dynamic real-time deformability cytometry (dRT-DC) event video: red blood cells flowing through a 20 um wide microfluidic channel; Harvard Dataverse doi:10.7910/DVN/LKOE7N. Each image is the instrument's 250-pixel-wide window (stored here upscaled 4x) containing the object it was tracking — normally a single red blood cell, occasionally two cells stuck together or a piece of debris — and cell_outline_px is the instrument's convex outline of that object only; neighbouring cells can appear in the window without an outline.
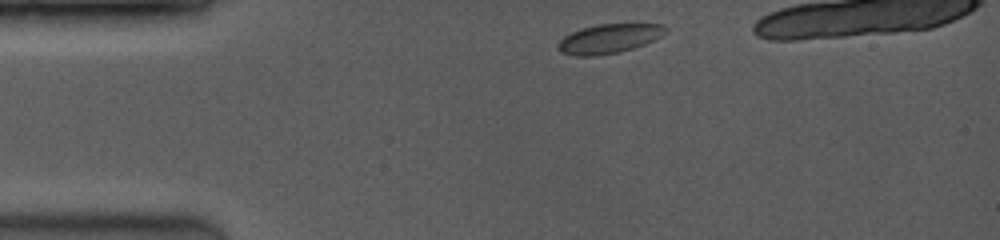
{"species": "common noctule bat (a hibernating species)", "species_latin": "Nyctalus noctula", "temperature_condition": "room temperature", "stored_images_in_passage": 6, "camera_frame_rate_fps": 3500, "um_per_image_px": 0.085, "animal": {"sex": "female", "body_mass_g": 19.0, "forearm_length_mm": 53.3}, "frame": {"image": 1, "passage_image": 1, "time_ms": 0.0, "image_size_px": [1000, 240], "cell_outline_px": [[668, 32], [644, 44], [620, 52], [596, 56], [572, 56], [560, 52], [556, 48], [556, 44], [564, 36], [572, 32], [584, 28], [600, 24], [660, 24], [668, 28]], "centroid_in_image_um": [51.73, 3.3], "position_along_channel_um": 33.3, "area_um2": 18.32}}
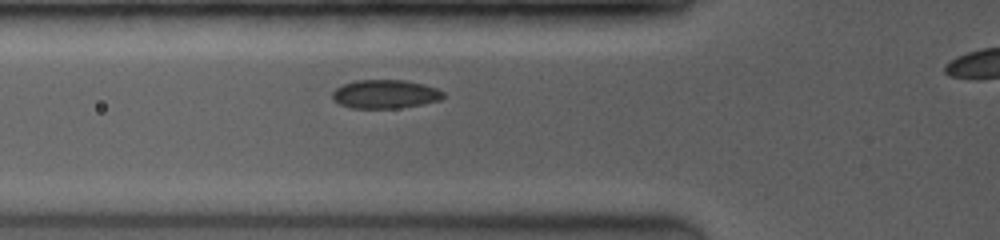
{"frame": {"image": 2, "passage_image": 5, "time_ms": 2.571, "image_size_px": [1000, 240], "cell_outline_px": [[444, 96], [440, 100], [424, 104], [396, 108], [352, 108], [340, 104], [332, 100], [332, 92], [336, 88], [344, 84], [356, 80], [404, 80], [424, 84], [436, 88], [444, 92]], "centroid_in_image_um": [32.74, 8.0], "position_along_channel_um": 93.1, "area_um2": 18.55}}